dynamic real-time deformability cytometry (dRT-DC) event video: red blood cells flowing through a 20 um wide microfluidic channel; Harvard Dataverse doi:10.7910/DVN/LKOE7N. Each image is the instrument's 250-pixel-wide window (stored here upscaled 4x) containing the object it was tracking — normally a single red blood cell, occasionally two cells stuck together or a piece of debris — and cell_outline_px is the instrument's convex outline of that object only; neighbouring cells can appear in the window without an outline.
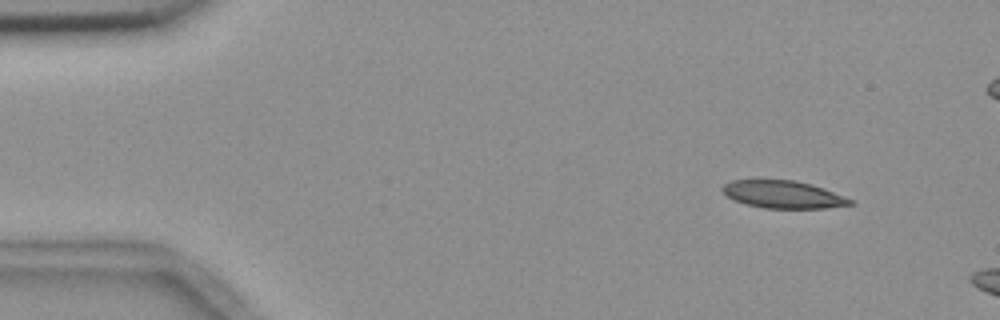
{"species": "common noctule bat (a hibernating species)", "species_latin": "Nyctalus noctula", "temperature_condition": "room temperature", "stored_images_in_passage": 4, "camera_frame_rate_fps": 3000, "um_per_image_px": 0.085, "animal": {"sex": "female", "body_mass_g": 18.4}, "frame": {"image": 1, "passage_image": 2, "time_ms": 1.0, "image_size_px": [1000, 320], "cell_outline_px": [[856, 204], [828, 208], [764, 208], [748, 204], [736, 200], [728, 196], [720, 188], [724, 184], [732, 180], [792, 180], [812, 184], [824, 188], [852, 200]], "centroid_in_image_um": [66.6, 16.53], "position_along_channel_um": 18.4, "area_um2": 20.29}}